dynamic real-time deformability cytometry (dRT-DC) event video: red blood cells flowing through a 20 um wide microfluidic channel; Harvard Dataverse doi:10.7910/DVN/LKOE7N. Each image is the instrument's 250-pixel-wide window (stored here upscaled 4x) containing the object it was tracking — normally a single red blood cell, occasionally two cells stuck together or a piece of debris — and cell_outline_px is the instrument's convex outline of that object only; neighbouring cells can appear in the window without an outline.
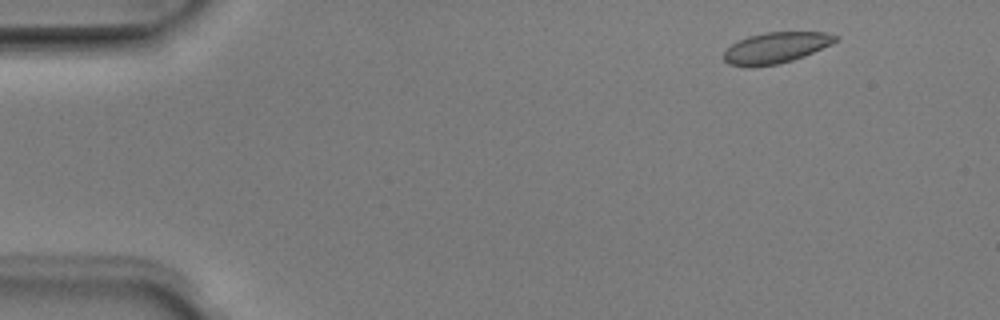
{"species": "Egyptian fruit bat (a non-hibernating species)", "species_latin": "Rousettus aegyptiacus", "temperature_condition": "room temperature", "stored_images_in_passage": 7, "camera_frame_rate_fps": 3000, "um_per_image_px": 0.085, "animal": {"sex": "male"}, "frame": {"image": 1, "passage_image": 1, "time_ms": 0.0, "image_size_px": [1000, 320], "cell_outline_px": [[840, 36], [832, 44], [804, 56], [792, 60], [776, 64], [752, 68], [748, 68], [728, 64], [724, 60], [724, 52], [732, 44], [748, 36], [764, 32], [824, 32]], "centroid_in_image_um": [65.93, 4.07], "position_along_channel_um": 19.1, "area_um2": 20.23}}
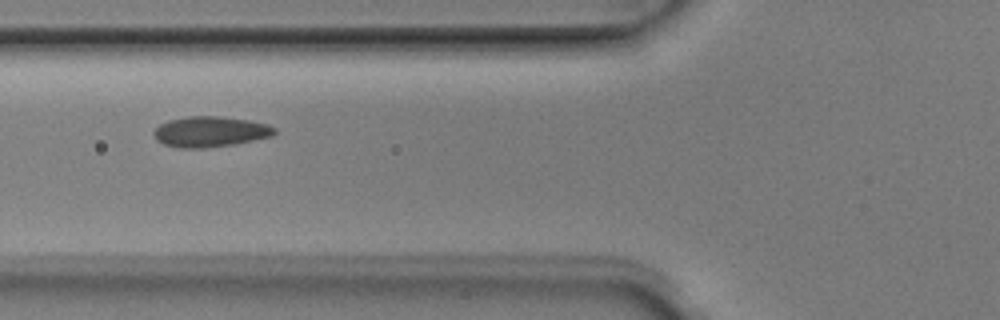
{"frame": {"image": 2, "passage_image": 5, "time_ms": 1.333, "image_size_px": [1000, 320], "cell_outline_px": [[276, 132], [272, 136], [236, 144], [204, 148], [180, 148], [164, 144], [156, 140], [152, 136], [152, 132], [160, 124], [168, 120], [188, 116], [220, 116], [248, 120], [268, 124], [276, 128]], "centroid_in_image_um": [17.85, 11.19], "position_along_channel_um": 107.9, "area_um2": 21.68}}
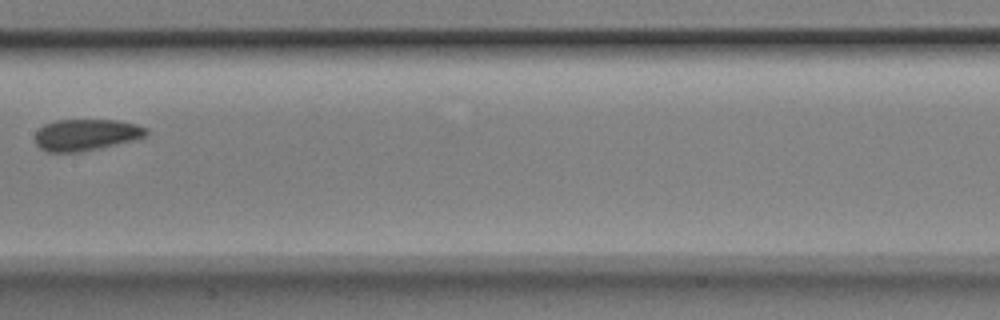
{"frame": {"image": 3, "passage_image": 7, "time_ms": 2.0, "image_size_px": [1000, 320], "cell_outline_px": [[148, 132], [144, 136], [132, 140], [100, 148], [80, 152], [48, 152], [40, 148], [36, 144], [36, 132], [44, 124], [56, 120], [116, 120], [136, 124], [148, 128]], "centroid_in_image_um": [7.3, 11.45], "position_along_channel_um": 200.1, "area_um2": 20.29}}